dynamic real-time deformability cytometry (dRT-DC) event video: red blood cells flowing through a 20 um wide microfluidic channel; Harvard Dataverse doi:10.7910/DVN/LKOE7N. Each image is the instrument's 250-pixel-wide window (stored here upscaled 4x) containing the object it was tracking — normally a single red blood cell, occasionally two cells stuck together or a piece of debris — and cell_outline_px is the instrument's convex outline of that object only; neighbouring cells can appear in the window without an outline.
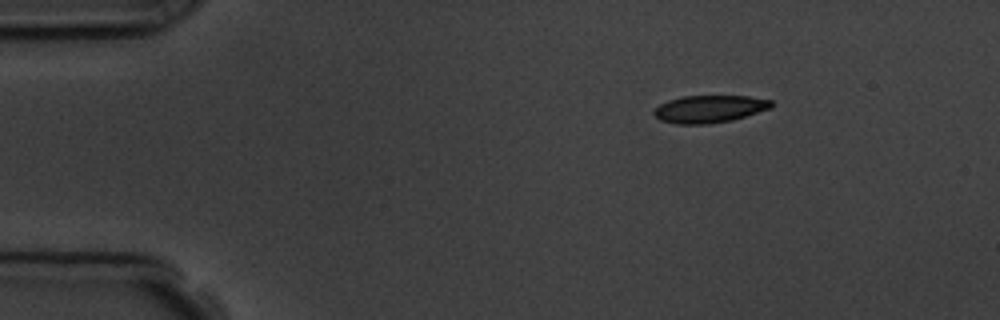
{"species": "common noctule bat (a hibernating species)", "species_latin": "Nyctalus noctula", "temperature_condition": "room temperature", "stored_images_in_passage": 4, "camera_frame_rate_fps": 3000, "um_per_image_px": 0.085, "animal": {"sex": "male", "body_mass_g": 19.5, "forearm_length_mm": 54.6}, "frame": {"image": 1, "passage_image": 1, "time_ms": 0.0, "image_size_px": [1000, 320], "cell_outline_px": [[772, 108], [732, 120], [708, 124], [676, 124], [660, 120], [652, 112], [660, 104], [668, 100], [680, 96], [748, 96], [772, 100]], "centroid_in_image_um": [60.3, 9.26], "position_along_channel_um": 24.7, "area_um2": 18.79}}
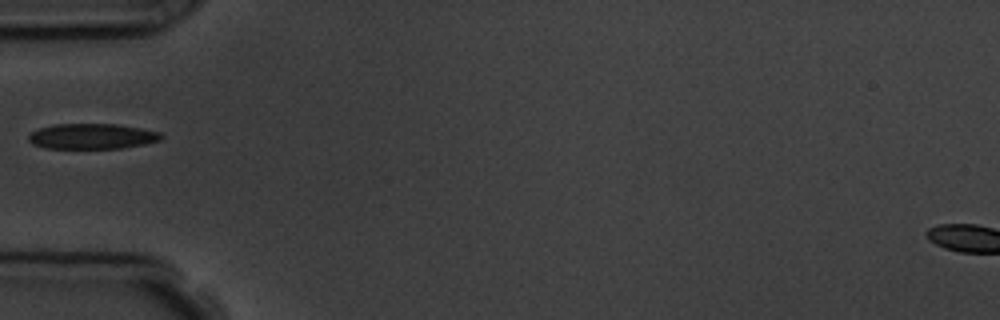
{"frame": {"image": 2, "passage_image": 4, "time_ms": 3.333, "image_size_px": [1000, 320], "cell_outline_px": [[164, 136], [160, 140], [144, 144], [120, 148], [44, 148], [32, 144], [28, 140], [28, 136], [32, 132], [40, 128], [52, 124], [116, 124], [140, 128], [160, 132]], "centroid_in_image_um": [7.81, 11.58], "position_along_channel_um": 77.2, "area_um2": 19.59}}